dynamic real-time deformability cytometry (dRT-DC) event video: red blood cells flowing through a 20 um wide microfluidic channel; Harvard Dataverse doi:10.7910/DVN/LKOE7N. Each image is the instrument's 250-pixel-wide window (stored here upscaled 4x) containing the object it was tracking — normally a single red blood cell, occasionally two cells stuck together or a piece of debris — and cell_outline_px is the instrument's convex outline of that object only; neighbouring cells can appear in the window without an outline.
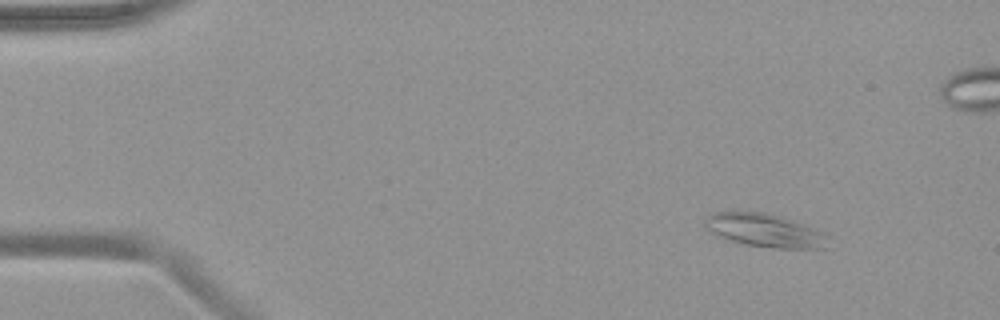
{"species": "common noctule bat (a hibernating species)", "species_latin": "Nyctalus noctula", "temperature_condition": "warm", "stored_images_in_passage": 57, "camera_frame_rate_fps": 3000, "um_per_image_px": 0.085, "animal": {"sex": "female", "body_mass_g": 19.9}, "frame": {"image": 1, "passage_image": 7, "time_ms": 2.0, "image_size_px": [1000, 320], "cell_outline_px": [[828, 236], [824, 248], [776, 248], [748, 244], [732, 240], [712, 232], [704, 224], [704, 220], [708, 216], [716, 212], [760, 212], [776, 216], [804, 224], [824, 232]], "centroid_in_image_um": [65.03, 19.58], "position_along_channel_um": 20.0, "area_um2": 23.0}}
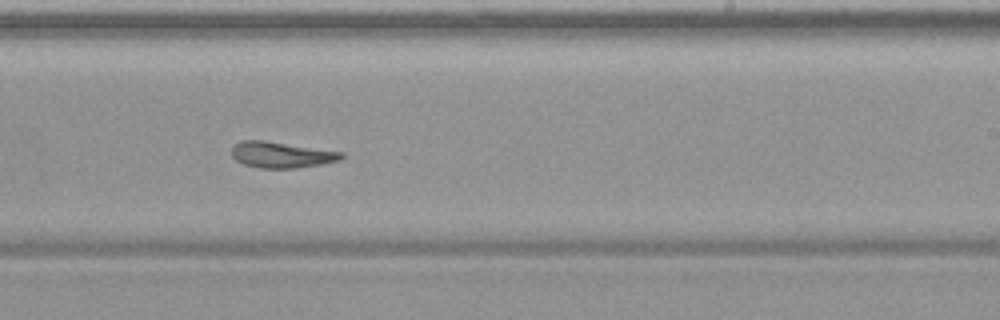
{"frame": {"image": 2, "passage_image": 35, "time_ms": 11.333, "image_size_px": [1000, 320], "cell_outline_px": [[344, 156], [340, 160], [320, 164], [296, 168], [260, 168], [244, 164], [236, 160], [232, 156], [232, 144], [240, 140], [264, 140], [344, 152]], "centroid_in_image_um": [23.89, 13.14], "position_along_channel_um": 265.1, "area_um2": 16.7}}
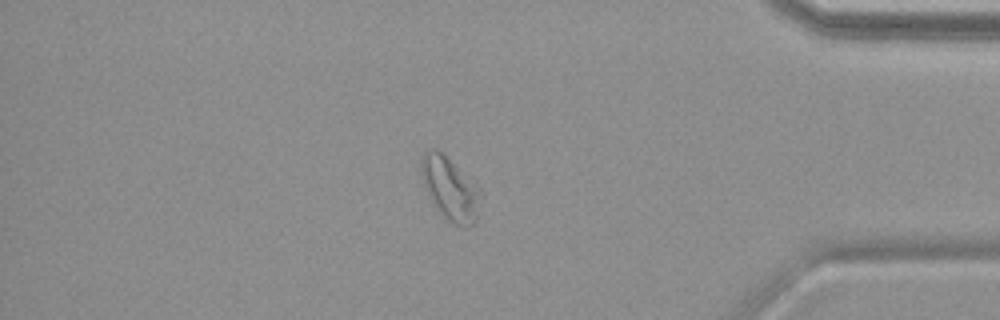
{"frame": {"image": 3, "passage_image": 48, "time_ms": 15.667, "image_size_px": [1000, 320], "cell_outline_px": [[484, 196], [476, 220], [472, 224], [464, 228], [452, 224], [440, 212], [428, 196], [420, 172], [420, 160], [424, 152], [428, 148], [436, 148], [480, 188]], "centroid_in_image_um": [38.28, 16.06], "position_along_channel_um": 396.9, "area_um2": 21.96}, "authors_computed_cell_mechanics": {"area_um2": 19.074, "velocity_mm_per_s": 3.6897, "shape_relaxation_time_tau1_ms": 5.3246, "shape_relaxation_time_tau2_ms": 5.3311, "deformation_change_tau1": 0.1577, "deformation_change_tau2": 0.1498}}